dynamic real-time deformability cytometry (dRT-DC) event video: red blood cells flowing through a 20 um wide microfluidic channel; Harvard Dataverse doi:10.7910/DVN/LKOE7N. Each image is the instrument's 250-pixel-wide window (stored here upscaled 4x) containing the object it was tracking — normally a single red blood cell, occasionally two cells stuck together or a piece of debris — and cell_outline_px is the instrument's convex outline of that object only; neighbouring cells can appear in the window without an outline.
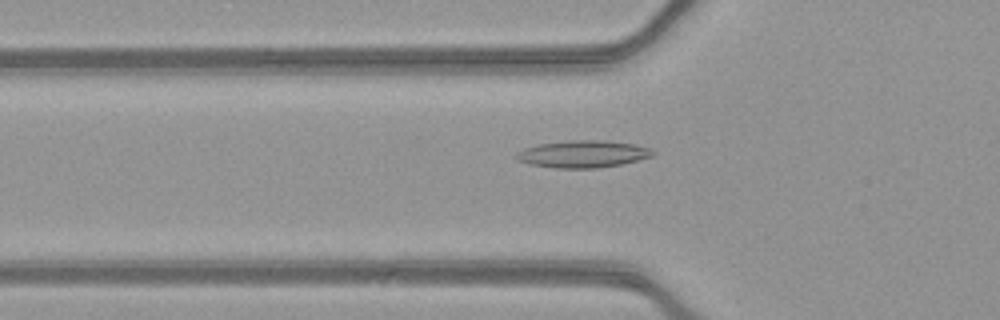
{"species": "common noctule bat (a hibernating species)", "species_latin": "Nyctalus noctula", "temperature_condition": "warm", "stored_images_in_passage": 50, "camera_frame_rate_fps": 3000, "um_per_image_px": 0.085, "animal": {"sex": "female", "body_mass_g": 21.9}, "frame": {"image": 1, "passage_image": 18, "time_ms": 5.667, "image_size_px": [1000, 320], "cell_outline_px": [[656, 152], [652, 156], [620, 164], [596, 168], [556, 168], [528, 164], [516, 160], [516, 152], [524, 148], [536, 144], [568, 140], [604, 140], [636, 144], [652, 148]], "centroid_in_image_um": [49.52, 13.08], "position_along_channel_um": 76.3, "area_um2": 21.79}}
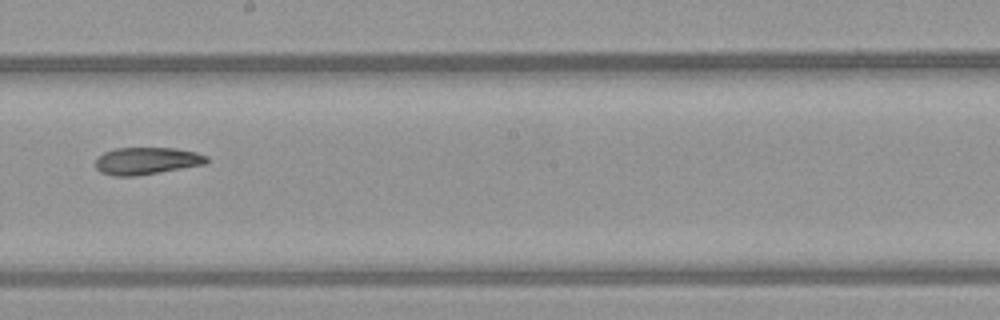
{"frame": {"image": 2, "passage_image": 30, "time_ms": 9.667, "image_size_px": [1000, 320], "cell_outline_px": [[208, 160], [204, 164], [136, 176], [112, 176], [100, 172], [96, 168], [96, 156], [104, 152], [116, 148], [176, 148], [196, 152], [208, 156]], "centroid_in_image_um": [12.43, 13.67], "position_along_channel_um": 235.8, "area_um2": 17.63}}
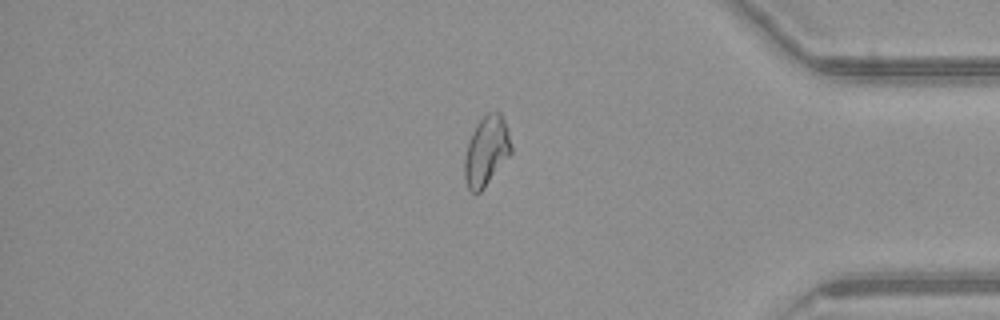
{"frame": {"image": 3, "passage_image": 44, "time_ms": 14.333, "image_size_px": [1000, 320], "cell_outline_px": [[512, 152], [484, 188], [480, 192], [472, 192], [468, 188], [464, 180], [464, 160], [468, 144], [472, 132], [476, 124], [488, 112], [500, 112], [504, 120], [508, 132], [512, 148]], "centroid_in_image_um": [41.33, 12.85], "position_along_channel_um": 393.9, "area_um2": 18.73}}